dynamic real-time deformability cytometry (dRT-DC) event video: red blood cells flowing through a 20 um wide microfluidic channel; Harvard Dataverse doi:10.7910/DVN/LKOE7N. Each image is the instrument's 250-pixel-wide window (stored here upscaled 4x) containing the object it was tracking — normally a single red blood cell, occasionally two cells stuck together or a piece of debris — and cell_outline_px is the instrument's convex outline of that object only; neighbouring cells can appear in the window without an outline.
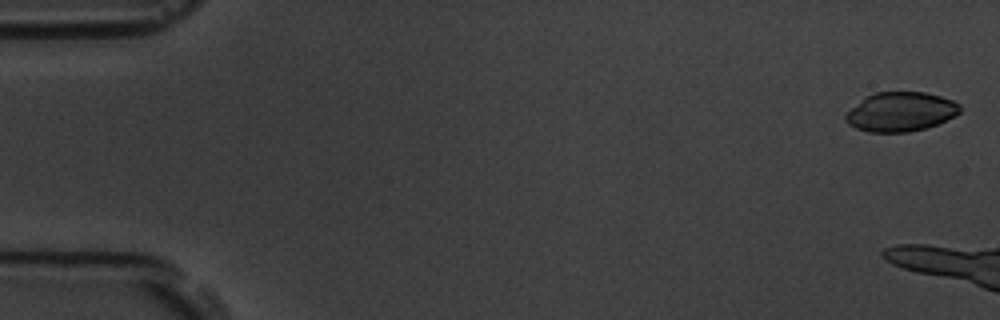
{"species": "common noctule bat (a hibernating species)", "species_latin": "Nyctalus noctula", "temperature_condition": "room temperature", "stored_images_in_passage": 7, "camera_frame_rate_fps": 3000, "um_per_image_px": 0.085, "animal": {"sex": "male", "body_mass_g": 19.5, "forearm_length_mm": 54.6}, "frame": {"image": 1, "passage_image": 1, "time_ms": 0.0, "image_size_px": [1000, 320], "cell_outline_px": [[960, 112], [956, 116], [936, 124], [924, 128], [908, 132], [868, 132], [856, 128], [848, 124], [844, 120], [844, 116], [852, 108], [868, 96], [876, 92], [924, 92], [940, 96], [952, 100], [960, 104]], "centroid_in_image_um": [76.57, 9.51], "position_along_channel_um": 8.4, "area_um2": 25.95}}